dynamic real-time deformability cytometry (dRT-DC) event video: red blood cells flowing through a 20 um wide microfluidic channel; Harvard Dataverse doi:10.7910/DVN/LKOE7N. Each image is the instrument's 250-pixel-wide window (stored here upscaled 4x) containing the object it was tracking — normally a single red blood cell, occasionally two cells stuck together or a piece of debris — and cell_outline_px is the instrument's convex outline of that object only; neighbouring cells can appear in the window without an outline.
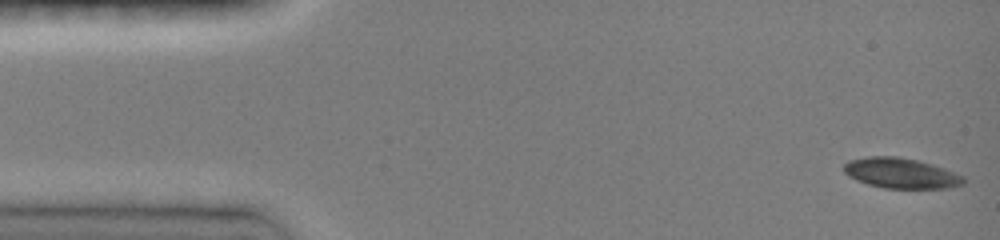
{"species": "common noctule bat (a hibernating species)", "species_latin": "Nyctalus noctula", "temperature_condition": "room temperature", "stored_images_in_passage": 22, "camera_frame_rate_fps": 3000, "um_per_image_px": 0.085, "animal": {"sex": "female", "body_mass_g": 19.0, "forearm_length_mm": 51.5}, "frame": {"image": 1, "passage_image": 1, "time_ms": 0.0, "image_size_px": [1000, 240], "cell_outline_px": [[964, 184], [944, 188], [884, 188], [868, 184], [856, 180], [848, 176], [844, 172], [844, 164], [848, 160], [868, 156], [896, 156], [920, 160], [944, 168], [964, 176]], "centroid_in_image_um": [76.56, 14.71], "position_along_channel_um": 8.4, "area_um2": 21.21}}
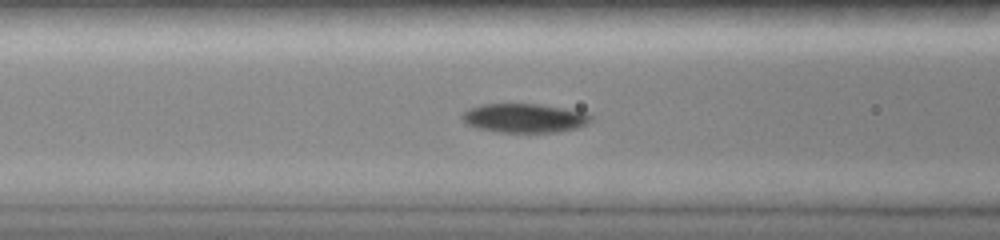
{"frame": {"image": 2, "passage_image": 14, "time_ms": 5.667, "image_size_px": [1000, 240], "cell_outline_px": [[592, 120], [588, 124], [576, 128], [560, 132], [496, 132], [476, 128], [468, 124], [460, 116], [464, 112], [480, 104], [540, 104], [564, 108], [584, 112], [592, 116]], "centroid_in_image_um": [44.6, 10.04], "position_along_channel_um": 122.0, "area_um2": 21.79}}
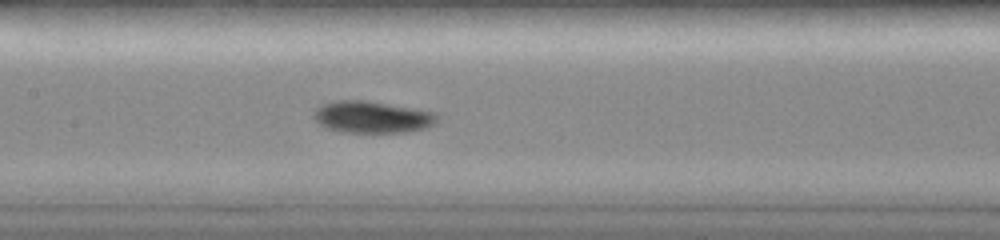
{"frame": {"image": 3, "passage_image": 19, "time_ms": 7.0, "image_size_px": [1000, 240], "cell_outline_px": [[440, 116], [436, 124], [424, 128], [408, 132], [340, 132], [328, 128], [320, 124], [312, 116], [316, 108], [320, 104], [340, 100], [368, 100], [436, 112]], "centroid_in_image_um": [31.66, 9.94], "position_along_channel_um": 175.7, "area_um2": 23.12}}